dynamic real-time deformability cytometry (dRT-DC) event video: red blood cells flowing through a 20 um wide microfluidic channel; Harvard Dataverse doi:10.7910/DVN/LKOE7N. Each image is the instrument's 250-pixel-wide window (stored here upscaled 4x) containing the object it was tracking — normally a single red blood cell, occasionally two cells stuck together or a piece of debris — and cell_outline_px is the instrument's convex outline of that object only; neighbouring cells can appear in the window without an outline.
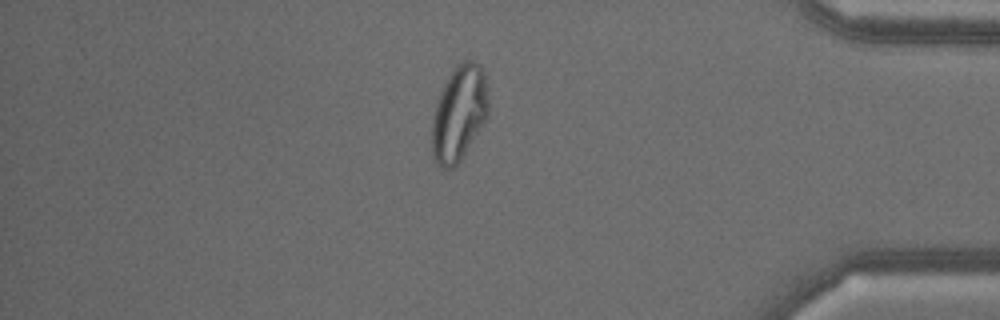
{"species": "common noctule bat (a hibernating species)", "species_latin": "Nyctalus noctula", "temperature_condition": "warm", "stored_images_in_passage": 55, "camera_frame_rate_fps": 3000, "um_per_image_px": 0.085, "animal": {"sex": "male", "body_mass_g": 18.8}, "frame": {"image": 1, "passage_image": 47, "time_ms": 15.333, "image_size_px": [1000, 320], "cell_outline_px": [[488, 112], [484, 120], [460, 160], [452, 168], [440, 168], [432, 156], [432, 116], [440, 92], [448, 76], [456, 64], [464, 60], [472, 60], [480, 64], [484, 72], [488, 100]], "centroid_in_image_um": [38.99, 9.59], "position_along_channel_um": 396.2, "area_um2": 31.04}}